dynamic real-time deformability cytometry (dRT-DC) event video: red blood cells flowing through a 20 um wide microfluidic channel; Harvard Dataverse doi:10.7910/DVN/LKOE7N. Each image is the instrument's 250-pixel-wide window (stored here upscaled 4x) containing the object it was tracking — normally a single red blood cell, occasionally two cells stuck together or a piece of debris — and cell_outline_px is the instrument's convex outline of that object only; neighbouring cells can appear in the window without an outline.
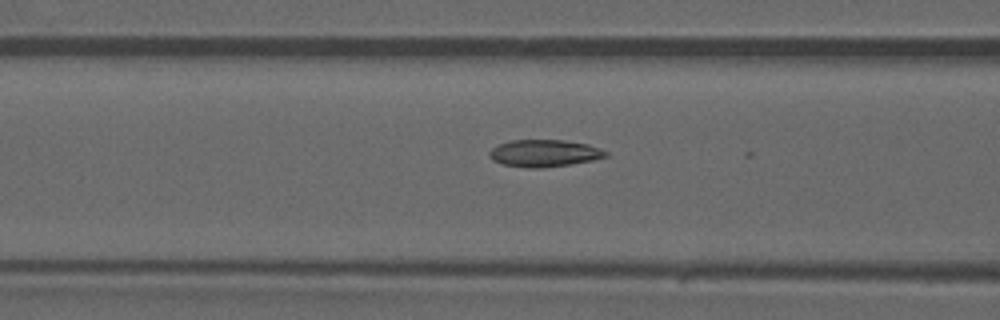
{"species": "common noctule bat (a hibernating species)", "species_latin": "Nyctalus noctula", "temperature_condition": "warm", "stored_images_in_passage": 45, "camera_frame_rate_fps": 3000, "um_per_image_px": 0.085, "animal": {"sex": "male", "forearm_length_mm": 52.5}, "frame": {"image": 1, "passage_image": 18, "time_ms": 5.667, "image_size_px": [1000, 320], "cell_outline_px": [[608, 156], [592, 160], [572, 164], [540, 168], [528, 168], [500, 164], [492, 160], [488, 156], [488, 152], [492, 148], [500, 144], [512, 140], [564, 140], [588, 144], [600, 148], [608, 152]], "centroid_in_image_um": [46.25, 13.03], "position_along_channel_um": 120.4, "area_um2": 18.5}}
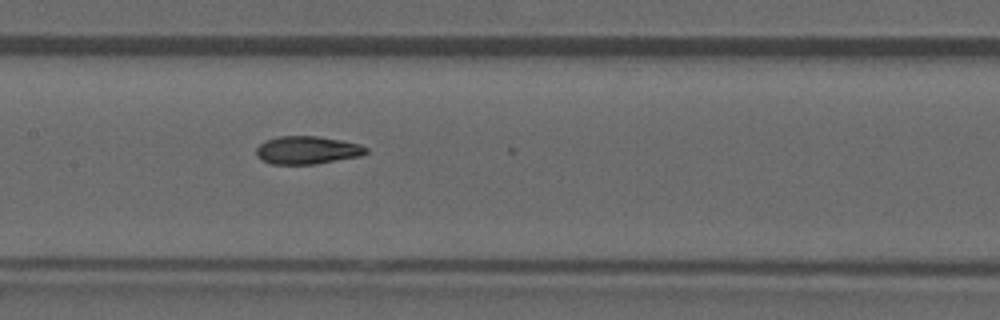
{"frame": {"image": 2, "passage_image": 22, "time_ms": 7.0, "image_size_px": [1000, 320], "cell_outline_px": [[368, 152], [360, 156], [316, 164], [272, 164], [256, 156], [256, 148], [260, 144], [268, 140], [280, 136], [316, 136], [340, 140], [360, 144], [368, 148]], "centroid_in_image_um": [26.13, 12.76], "position_along_channel_um": 181.3, "area_um2": 17.74}}
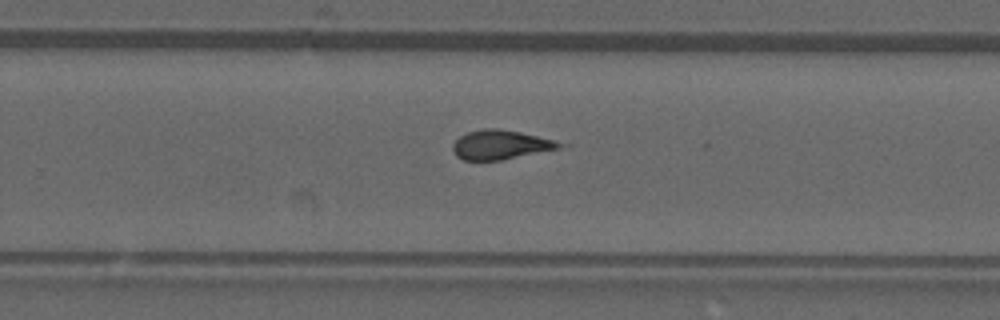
{"frame": {"image": 3, "passage_image": 29, "time_ms": 9.333, "image_size_px": [1000, 320], "cell_outline_px": [[572, 144], [560, 148], [500, 160], [464, 160], [456, 156], [452, 148], [452, 144], [460, 136], [468, 132], [484, 128], [496, 128], [520, 132], [556, 140]], "centroid_in_image_um": [42.59, 12.3], "position_along_channel_um": 287.2, "area_um2": 18.26}}